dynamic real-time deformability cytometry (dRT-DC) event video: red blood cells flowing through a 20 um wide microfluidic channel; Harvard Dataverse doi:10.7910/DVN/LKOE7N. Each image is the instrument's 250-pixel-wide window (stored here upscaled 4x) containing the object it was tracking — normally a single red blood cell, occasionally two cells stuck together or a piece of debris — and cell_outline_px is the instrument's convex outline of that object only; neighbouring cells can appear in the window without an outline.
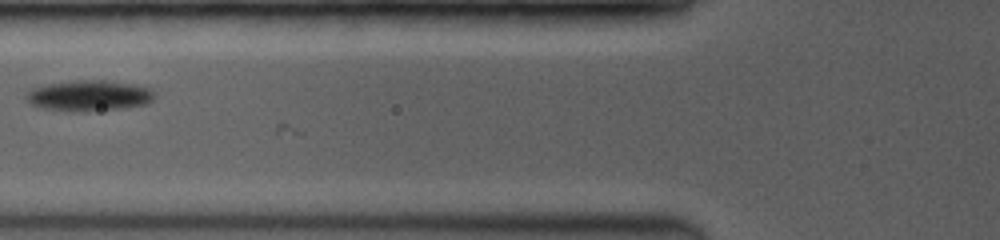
{"species": "common noctule bat (a hibernating species)", "species_latin": "Nyctalus noctula", "temperature_condition": "room temperature", "stored_images_in_passage": 6, "camera_frame_rate_fps": 3500, "um_per_image_px": 0.085, "animal": {"sex": "female", "body_mass_g": 19.0, "forearm_length_mm": 53.3}, "frame": {"image": 1, "passage_image": 5, "time_ms": 0.857, "image_size_px": [1000, 240], "cell_outline_px": [[156, 96], [148, 104], [124, 108], [72, 112], [40, 108], [32, 104], [24, 96], [28, 88], [44, 84], [68, 80], [104, 80], [132, 84], [148, 88]], "centroid_in_image_um": [7.49, 8.12], "position_along_channel_um": 118.3, "area_um2": 23.35}}